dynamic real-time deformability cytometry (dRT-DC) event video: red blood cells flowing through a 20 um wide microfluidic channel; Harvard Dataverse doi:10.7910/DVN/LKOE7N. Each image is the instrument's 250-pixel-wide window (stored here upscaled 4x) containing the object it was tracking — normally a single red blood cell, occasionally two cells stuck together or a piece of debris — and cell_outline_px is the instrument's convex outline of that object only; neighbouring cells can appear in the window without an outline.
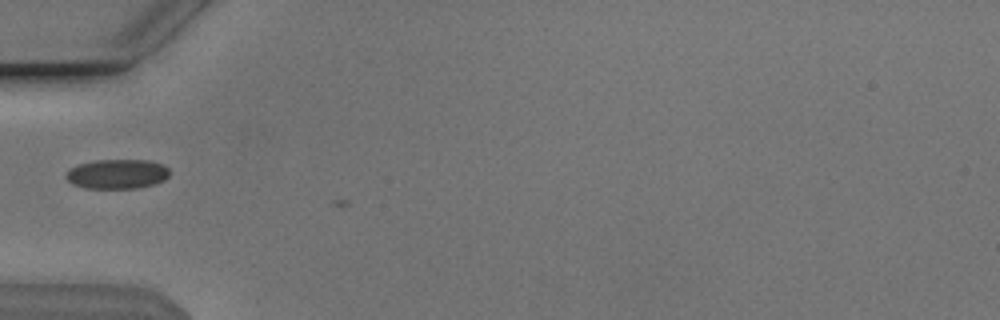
{"species": "Egyptian fruit bat (a non-hibernating species)", "species_latin": "Rousettus aegyptiacus", "temperature_condition": "cold", "stored_images_in_passage": 4, "camera_frame_rate_fps": 3000, "um_per_image_px": 0.085, "animal": {"sex": "male"}, "frame": {"image": 1, "passage_image": 1, "time_ms": 0.0, "image_size_px": [1000, 320], "cell_outline_px": [[168, 176], [164, 180], [156, 184], [136, 188], [84, 188], [72, 184], [64, 176], [64, 172], [68, 168], [80, 164], [96, 160], [148, 160], [164, 164], [168, 168]], "centroid_in_image_um": [9.93, 14.79], "position_along_channel_um": 75.1, "area_um2": 18.03}}